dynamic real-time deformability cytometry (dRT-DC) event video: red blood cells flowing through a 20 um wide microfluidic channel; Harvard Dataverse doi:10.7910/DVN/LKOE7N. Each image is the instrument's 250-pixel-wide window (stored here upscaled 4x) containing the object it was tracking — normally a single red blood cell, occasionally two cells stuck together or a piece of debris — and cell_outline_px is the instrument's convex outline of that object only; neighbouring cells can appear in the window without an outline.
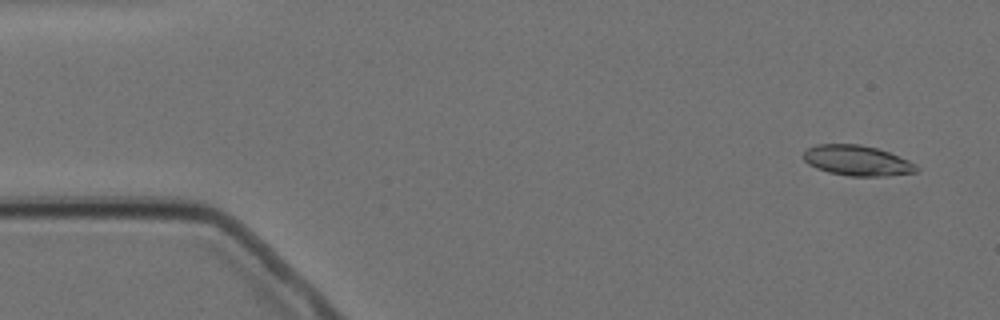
{"species": "Egyptian fruit bat (a non-hibernating species)", "species_latin": "Rousettus aegyptiacus", "temperature_condition": "cold", "stored_images_in_passage": 5, "camera_frame_rate_fps": 3000, "um_per_image_px": 0.085, "animal": {"sex": "female"}, "frame": {"image": 1, "passage_image": 1, "time_ms": 0.0, "image_size_px": [1000, 320], "cell_outline_px": [[920, 168], [916, 172], [884, 176], [848, 176], [828, 172], [816, 168], [808, 164], [804, 160], [804, 152], [808, 148], [816, 144], [860, 144], [876, 148], [888, 152], [908, 160], [916, 164]], "centroid_in_image_um": [72.85, 13.65], "position_along_channel_um": 12.1, "area_um2": 19.94}}
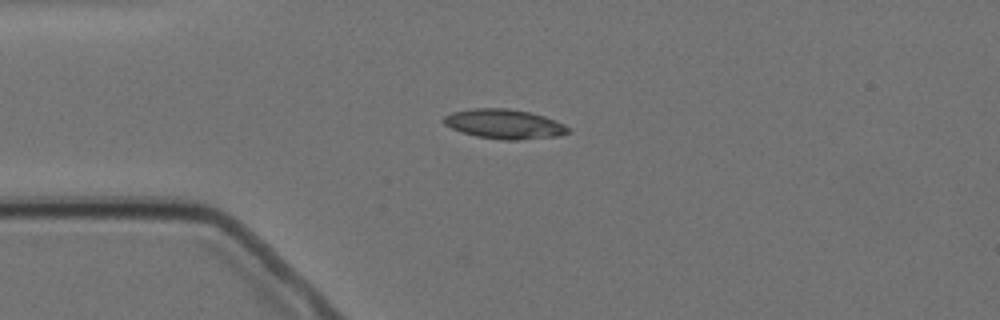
{"frame": {"image": 2, "passage_image": 4, "time_ms": 3.333, "image_size_px": [1000, 320], "cell_outline_px": [[572, 132], [560, 136], [516, 140], [500, 140], [476, 136], [460, 132], [444, 124], [444, 116], [452, 112], [472, 108], [508, 108], [528, 112], [544, 116], [564, 124], [572, 128]], "centroid_in_image_um": [42.9, 10.55], "position_along_channel_um": 42.1, "area_um2": 21.62}}